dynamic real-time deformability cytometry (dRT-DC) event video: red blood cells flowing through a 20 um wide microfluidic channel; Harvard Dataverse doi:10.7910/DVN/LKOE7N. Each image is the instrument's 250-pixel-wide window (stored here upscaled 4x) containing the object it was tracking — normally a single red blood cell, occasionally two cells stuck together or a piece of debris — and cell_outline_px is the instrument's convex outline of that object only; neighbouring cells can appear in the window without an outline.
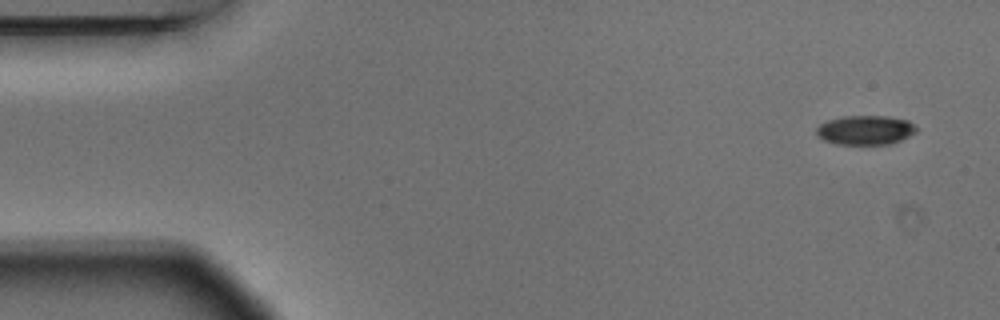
{"species": "Egyptian fruit bat (a non-hibernating species)", "species_latin": "Rousettus aegyptiacus", "temperature_condition": "warm", "stored_images_in_passage": 6, "camera_frame_rate_fps": 3000, "um_per_image_px": 0.085, "animal": {"sex": "male"}, "frame": {"image": 1, "passage_image": 1, "time_ms": 0.0, "image_size_px": [1000, 320], "cell_outline_px": [[916, 132], [900, 140], [888, 144], [836, 144], [824, 140], [816, 136], [816, 128], [820, 124], [828, 120], [844, 116], [888, 116], [908, 120], [916, 128]], "centroid_in_image_um": [73.52, 11.05], "position_along_channel_um": 11.5, "area_um2": 16.99}}
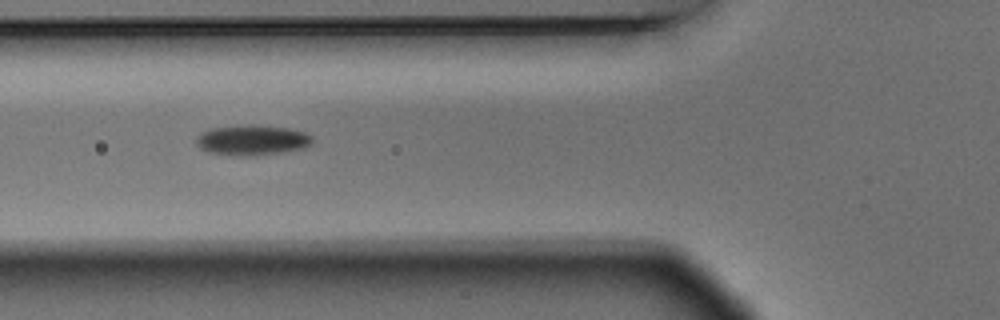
{"frame": {"image": 2, "passage_image": 5, "time_ms": 1.333, "image_size_px": [1000, 320], "cell_outline_px": [[312, 144], [304, 148], [280, 152], [248, 156], [244, 156], [208, 152], [200, 148], [196, 144], [196, 136], [200, 132], [212, 128], [252, 124], [288, 128], [304, 132], [312, 136]], "centroid_in_image_um": [21.41, 11.9], "position_along_channel_um": 104.4, "area_um2": 20.4}}
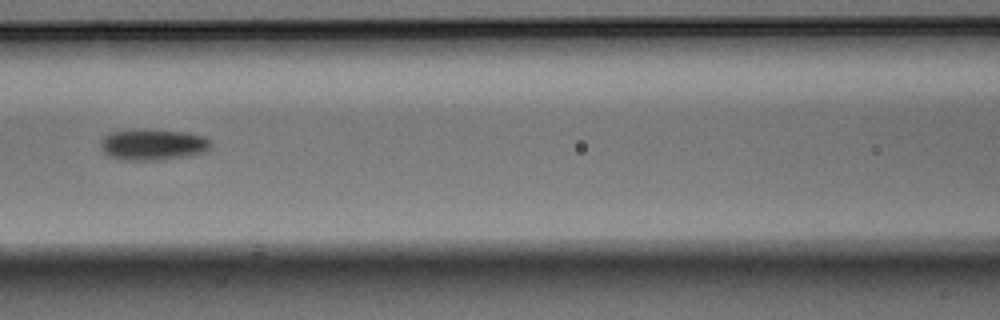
{"frame": {"image": 3, "passage_image": 6, "time_ms": 1.667, "image_size_px": [1000, 320], "cell_outline_px": [[212, 148], [208, 152], [188, 156], [164, 160], [124, 160], [108, 156], [104, 152], [100, 144], [104, 136], [112, 132], [140, 128], [188, 132], [204, 136], [212, 140]], "centroid_in_image_um": [13.08, 12.28], "position_along_channel_um": 153.5, "area_um2": 20.58}}